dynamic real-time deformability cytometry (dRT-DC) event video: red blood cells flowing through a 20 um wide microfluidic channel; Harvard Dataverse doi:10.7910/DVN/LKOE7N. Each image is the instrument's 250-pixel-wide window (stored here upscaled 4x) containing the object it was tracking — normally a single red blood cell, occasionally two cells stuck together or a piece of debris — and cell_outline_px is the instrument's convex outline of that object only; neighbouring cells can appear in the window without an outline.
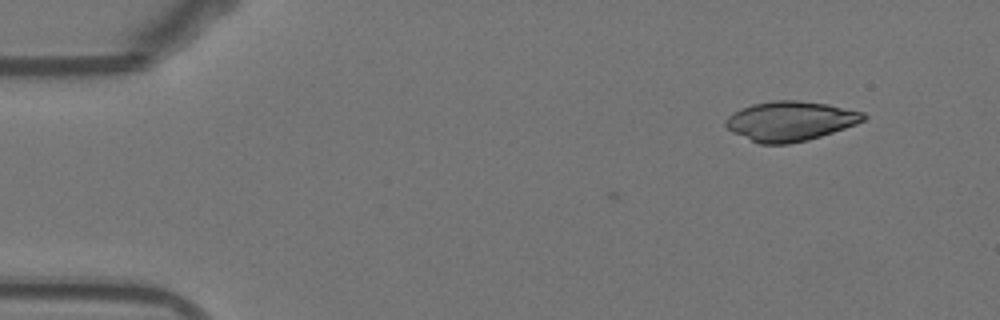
{"species": "Egyptian fruit bat (a non-hibernating species)", "species_latin": "Rousettus aegyptiacus", "temperature_condition": "warm", "stored_images_in_passage": 11, "camera_frame_rate_fps": 3000, "um_per_image_px": 0.085, "animal": {"sex": "female"}, "frame": {"image": 1, "passage_image": 11, "time_ms": 3.333, "image_size_px": [1000, 320], "cell_outline_px": [[868, 116], [864, 120], [856, 124], [808, 140], [788, 144], [760, 144], [732, 132], [724, 124], [724, 120], [728, 116], [740, 108], [752, 104], [776, 100], [796, 100], [828, 104], [864, 112]], "centroid_in_image_um": [67.16, 10.29], "position_along_channel_um": 17.8, "area_um2": 31.79}}